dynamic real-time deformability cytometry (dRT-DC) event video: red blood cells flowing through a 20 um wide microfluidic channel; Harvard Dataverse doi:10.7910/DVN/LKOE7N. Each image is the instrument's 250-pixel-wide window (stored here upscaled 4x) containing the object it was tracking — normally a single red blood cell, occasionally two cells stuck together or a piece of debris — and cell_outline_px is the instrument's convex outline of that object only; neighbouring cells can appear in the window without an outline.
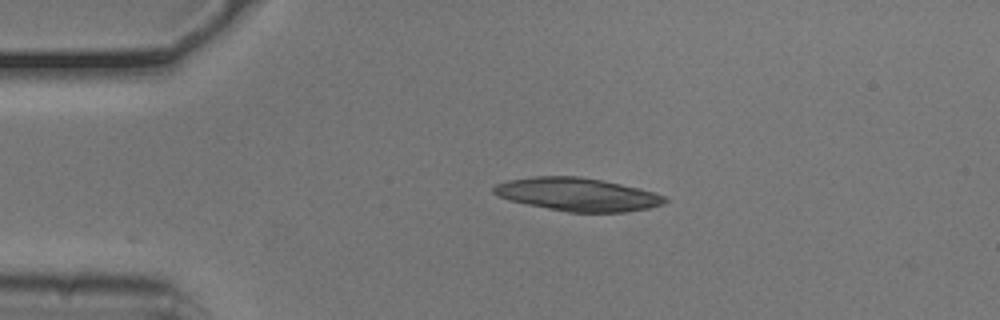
{"species": "common noctule bat (a hibernating species)", "species_latin": "Nyctalus noctula", "temperature_condition": "cold", "stored_images_in_passage": 40, "camera_frame_rate_fps": 3000, "um_per_image_px": 0.085, "animal": {"sex": "male", "body_mass_g": 20.5, "forearm_length_mm": 52.5}, "frame": {"image": 1, "passage_image": 1, "time_ms": 0.0, "image_size_px": [1000, 320], "cell_outline_px": [[668, 200], [664, 204], [648, 208], [624, 212], [568, 212], [528, 204], [496, 196], [492, 192], [492, 188], [496, 184], [508, 180], [536, 176], [576, 176], [600, 180], [620, 184], [652, 192], [664, 196]], "centroid_in_image_um": [49.06, 16.52], "position_along_channel_um": 35.9, "area_um2": 32.6}}